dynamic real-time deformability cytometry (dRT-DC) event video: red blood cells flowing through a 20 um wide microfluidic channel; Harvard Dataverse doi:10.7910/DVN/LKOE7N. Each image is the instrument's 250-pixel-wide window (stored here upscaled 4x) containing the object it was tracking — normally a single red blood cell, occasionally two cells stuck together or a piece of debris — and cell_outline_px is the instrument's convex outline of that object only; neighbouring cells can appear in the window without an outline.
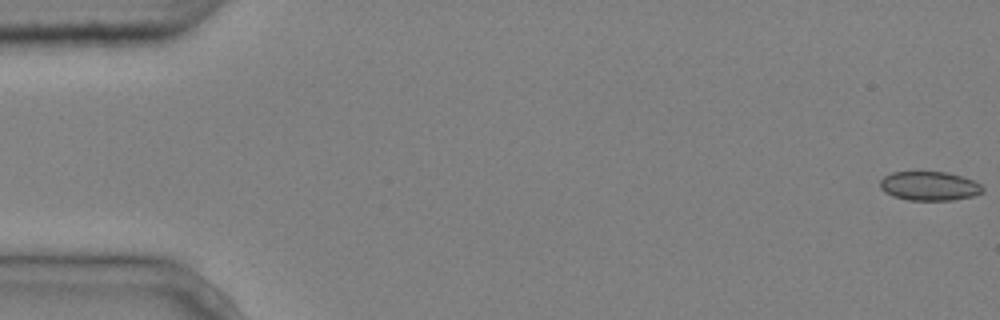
{"species": "common noctule bat (a hibernating species)", "species_latin": "Nyctalus noctula", "temperature_condition": "cold", "stored_images_in_passage": 11, "camera_frame_rate_fps": 3000, "um_per_image_px": 0.085, "animal": {"sex": "male", "body_mass_g": 20.4}, "frame": {"image": 1, "passage_image": 1, "time_ms": 0.0, "image_size_px": [1000, 320], "cell_outline_px": [[984, 192], [972, 196], [952, 200], [908, 200], [892, 196], [884, 192], [880, 188], [880, 180], [884, 176], [892, 172], [948, 172], [972, 180], [980, 184], [984, 188]], "centroid_in_image_um": [78.98, 15.81], "position_along_channel_um": 6.0, "area_um2": 17.4}}
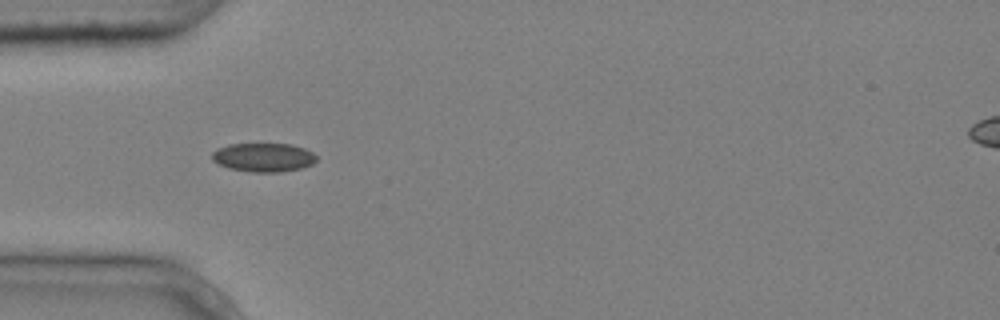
{"frame": {"image": 2, "passage_image": 5, "time_ms": 1.333, "image_size_px": [1000, 320], "cell_outline_px": [[316, 160], [312, 164], [300, 168], [280, 172], [252, 172], [228, 168], [212, 160], [212, 152], [216, 148], [228, 144], [292, 144], [304, 148], [312, 152], [316, 156]], "centroid_in_image_um": [22.38, 13.37], "position_along_channel_um": 62.6, "area_um2": 17.51}}
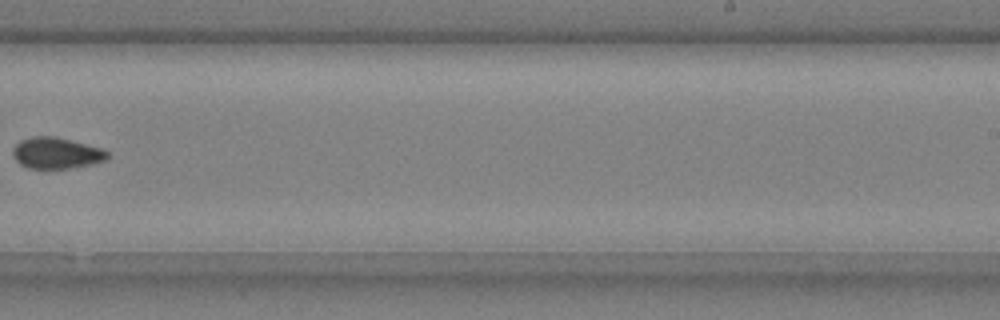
{"frame": {"image": 3, "passage_image": 10, "time_ms": 3.0, "image_size_px": [1000, 320], "cell_outline_px": [[108, 160], [92, 164], [68, 168], [28, 168], [20, 164], [12, 156], [12, 148], [20, 140], [32, 136], [52, 136], [104, 148], [108, 152]], "centroid_in_image_um": [4.79, 13.01], "position_along_channel_um": 284.2, "area_um2": 17.28}}